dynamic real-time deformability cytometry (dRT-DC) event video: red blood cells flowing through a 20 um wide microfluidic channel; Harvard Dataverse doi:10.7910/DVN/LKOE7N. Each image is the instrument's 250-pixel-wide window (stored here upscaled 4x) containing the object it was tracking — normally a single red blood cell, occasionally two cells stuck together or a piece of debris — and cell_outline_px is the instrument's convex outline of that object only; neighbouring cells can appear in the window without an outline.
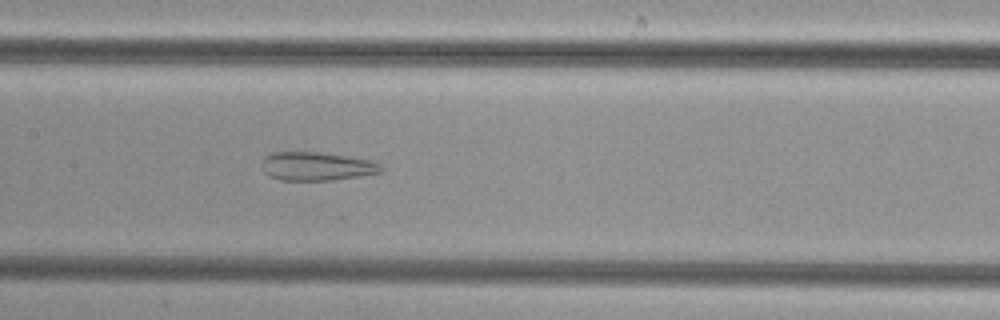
{"species": "common noctule bat (a hibernating species)", "species_latin": "Nyctalus noctula", "temperature_condition": "cold", "stored_images_in_passage": 47, "camera_frame_rate_fps": 3000, "um_per_image_px": 0.085, "animal": {"sex": "female", "body_mass_g": 29.2, "forearm_length_mm": 56.3}, "frame": {"image": 1, "passage_image": 21, "time_ms": 6.667, "image_size_px": [1000, 320], "cell_outline_px": [[384, 168], [380, 172], [360, 176], [332, 180], [280, 180], [268, 176], [264, 172], [260, 164], [264, 156], [272, 152], [320, 152], [348, 156], [372, 160], [380, 164]], "centroid_in_image_um": [26.88, 14.13], "position_along_channel_um": 180.5, "area_um2": 20.06}}
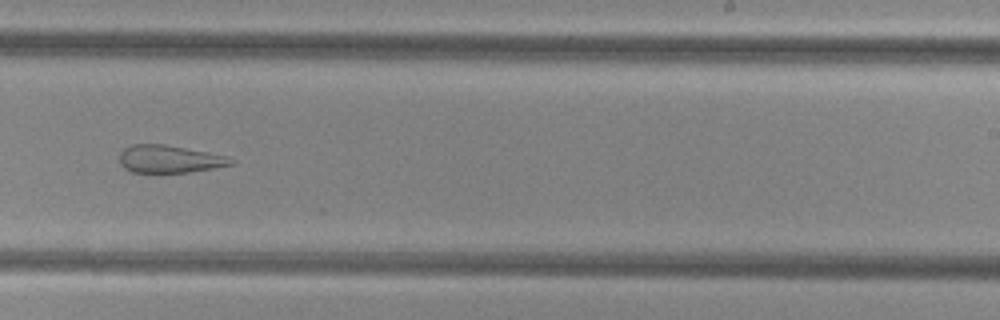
{"frame": {"image": 2, "passage_image": 28, "time_ms": 9.0, "image_size_px": [1000, 320], "cell_outline_px": [[236, 164], [188, 172], [132, 172], [124, 168], [120, 164], [120, 152], [124, 148], [132, 144], [164, 144], [208, 152], [228, 156], [236, 160]], "centroid_in_image_um": [14.43, 13.51], "position_along_channel_um": 274.6, "area_um2": 17.98}}
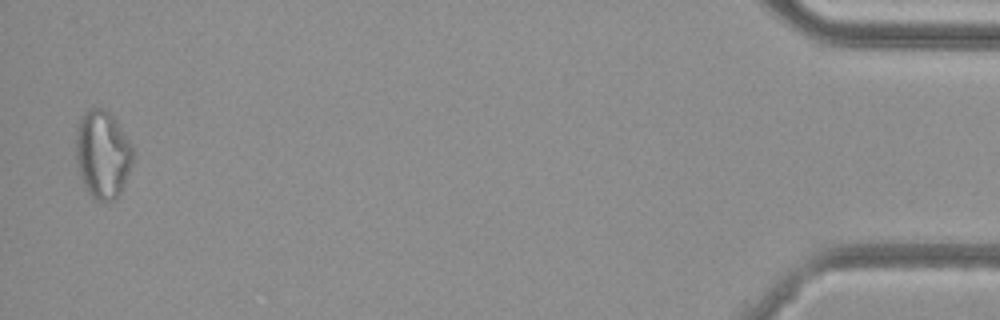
{"frame": {"image": 3, "passage_image": 46, "time_ms": 15.0, "image_size_px": [1000, 320], "cell_outline_px": [[132, 164], [120, 196], [104, 204], [96, 200], [88, 192], [80, 176], [76, 160], [76, 128], [80, 116], [88, 108], [104, 108], [112, 116], [132, 144]], "centroid_in_image_um": [8.71, 13.14], "position_along_channel_um": 426.5, "area_um2": 29.48}}